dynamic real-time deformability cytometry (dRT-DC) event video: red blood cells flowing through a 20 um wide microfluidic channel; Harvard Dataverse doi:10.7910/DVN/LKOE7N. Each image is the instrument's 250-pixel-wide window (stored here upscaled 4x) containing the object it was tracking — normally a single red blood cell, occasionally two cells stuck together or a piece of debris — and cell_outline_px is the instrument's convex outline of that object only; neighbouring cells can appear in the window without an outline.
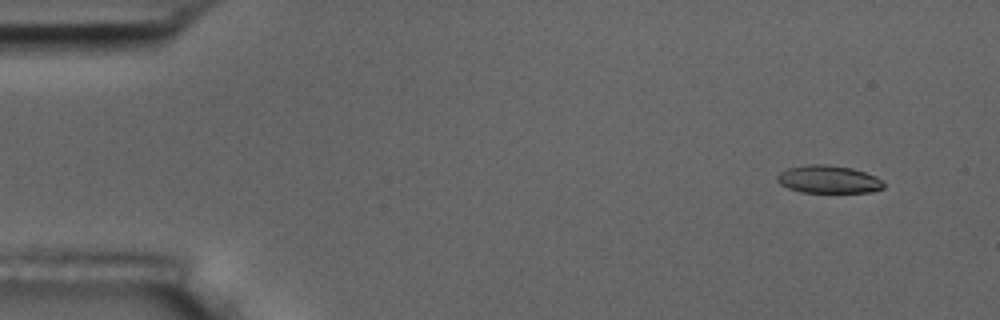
{"species": "common noctule bat (a hibernating species)", "species_latin": "Nyctalus noctula", "temperature_condition": "room temperature", "stored_images_in_passage": 4, "camera_frame_rate_fps": 3000, "um_per_image_px": 0.085, "animal": {"sex": "male", "body_mass_g": 17.5, "forearm_length_mm": 52.3}, "frame": {"image": 1, "passage_image": 1, "time_ms": 0.0, "image_size_px": [1000, 320], "cell_outline_px": [[884, 188], [872, 192], [800, 192], [788, 188], [780, 184], [776, 180], [776, 176], [780, 172], [788, 168], [808, 164], [828, 164], [852, 168], [876, 176], [884, 180]], "centroid_in_image_um": [70.43, 15.24], "position_along_channel_um": 14.6, "area_um2": 17.4}}
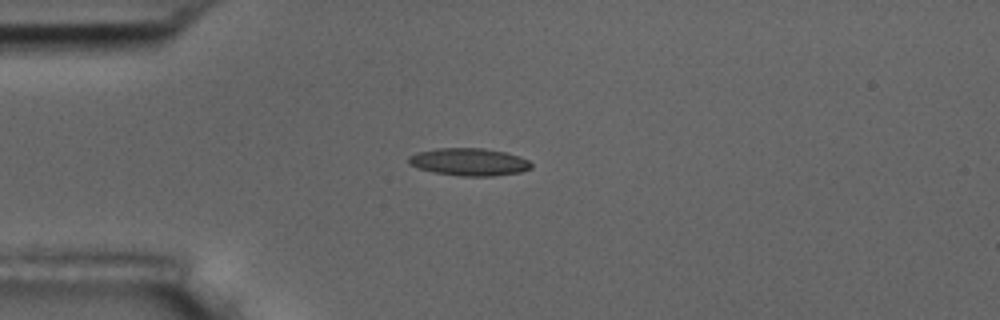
{"frame": {"image": 2, "passage_image": 4, "time_ms": 3.333, "image_size_px": [1000, 320], "cell_outline_px": [[532, 168], [520, 172], [492, 176], [460, 176], [436, 172], [420, 168], [408, 164], [408, 156], [416, 152], [436, 148], [484, 148], [504, 152], [520, 156], [528, 160], [532, 164]], "centroid_in_image_um": [39.87, 13.75], "position_along_channel_um": 45.1, "area_um2": 19.65}}